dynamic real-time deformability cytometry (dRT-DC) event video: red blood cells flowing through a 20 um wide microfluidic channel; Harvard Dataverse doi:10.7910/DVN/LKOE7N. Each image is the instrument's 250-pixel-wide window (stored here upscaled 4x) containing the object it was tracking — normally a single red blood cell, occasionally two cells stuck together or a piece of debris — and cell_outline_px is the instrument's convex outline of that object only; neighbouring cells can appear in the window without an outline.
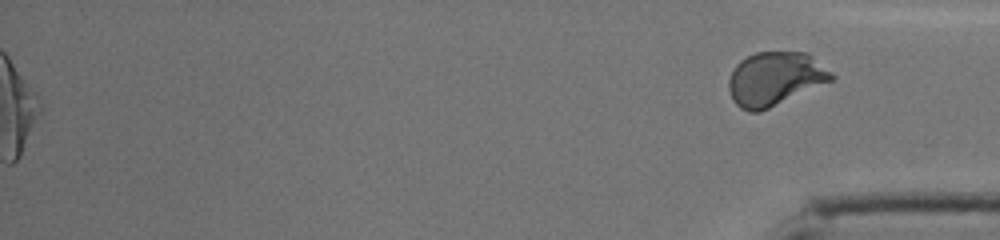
{"species": "human", "species_latin": "Homo sapiens", "temperature_condition": "cold", "stored_images_in_passage": 55, "segment_of_instrument_passage": [2, 2], "camera_frame_rate_fps": 3000, "um_per_image_px": 0.085, "donor": {"sex": "male"}, "frame": {"image": 1, "passage_image": 55, "time_ms": 18.0, "image_size_px": [1000, 240], "cell_outline_px": [[836, 76], [832, 80], [760, 112], [748, 112], [740, 108], [732, 100], [728, 88], [728, 80], [736, 64], [740, 60], [756, 52], [804, 52], [812, 56], [832, 72]], "centroid_in_image_um": [65.84, 6.7], "position_along_channel_um": 369.4, "area_um2": 32.02}}